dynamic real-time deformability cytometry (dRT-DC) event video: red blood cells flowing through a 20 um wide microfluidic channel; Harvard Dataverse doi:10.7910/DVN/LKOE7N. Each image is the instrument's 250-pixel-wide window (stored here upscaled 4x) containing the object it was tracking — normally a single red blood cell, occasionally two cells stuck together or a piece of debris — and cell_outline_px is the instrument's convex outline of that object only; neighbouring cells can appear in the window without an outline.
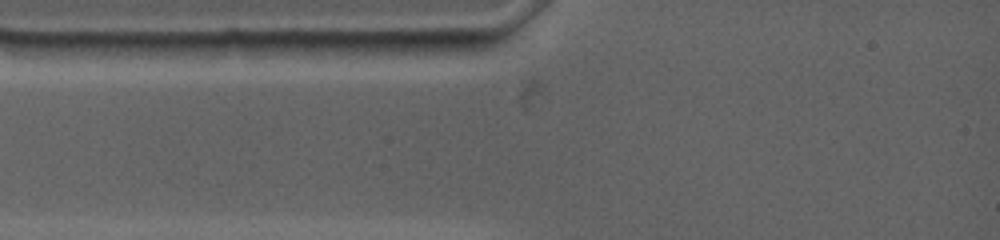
{"species": "common noctule bat (a hibernating species)", "species_latin": "Nyctalus noctula", "temperature_condition": "warm", "stored_images_in_passage": 2, "segment_of_instrument_passage": [1, 2], "camera_frame_rate_fps": 4500, "um_per_image_px": 0.085, "animal": {"sex": "female", "body_mass_g": 19.0, "forearm_length_mm": 53.3}, "frame": {"image": 1, "passage_image": 1, "time_ms": 0.0, "image_size_px": [1000, 240], "cell_outline_px": [[152, 44], [144, 48], [112, 60], [56, 60], [36, 44]], "centroid_in_image_um": [7.66, 4.34], "position_along_channel_um": 77.3, "area_um2": 10.06}}